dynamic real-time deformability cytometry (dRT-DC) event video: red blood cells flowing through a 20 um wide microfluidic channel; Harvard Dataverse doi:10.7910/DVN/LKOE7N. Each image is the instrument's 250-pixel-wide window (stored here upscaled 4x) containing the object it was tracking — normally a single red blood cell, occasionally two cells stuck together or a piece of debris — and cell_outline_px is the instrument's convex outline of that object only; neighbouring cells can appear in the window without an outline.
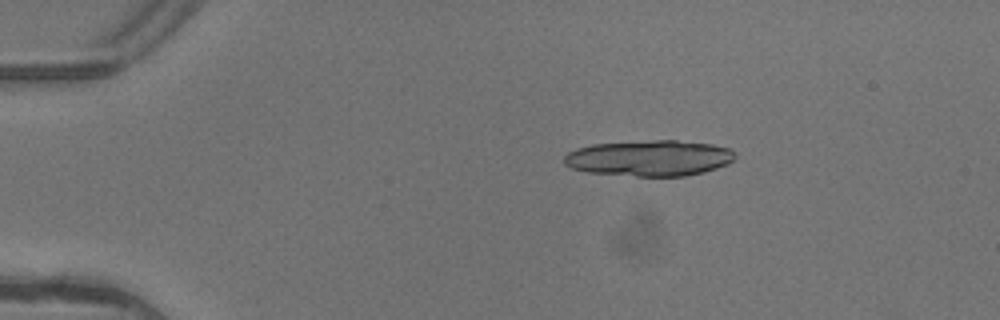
{"species": "common noctule bat (a hibernating species)", "species_latin": "Nyctalus noctula", "temperature_condition": "warm", "stored_images_in_passage": 5, "camera_frame_rate_fps": 3000, "um_per_image_px": 0.085, "animal": {"sex": "female"}, "frame": {"image": 1, "passage_image": 3, "time_ms": 0.667, "image_size_px": [1000, 320], "cell_outline_px": [[736, 156], [728, 164], [704, 172], [684, 176], [636, 176], [588, 172], [572, 168], [564, 164], [564, 156], [568, 152], [576, 148], [592, 144], [652, 140], [676, 140], [712, 144], [732, 148], [736, 152]], "centroid_in_image_um": [55.22, 13.43], "position_along_channel_um": 29.8, "area_um2": 35.95}}